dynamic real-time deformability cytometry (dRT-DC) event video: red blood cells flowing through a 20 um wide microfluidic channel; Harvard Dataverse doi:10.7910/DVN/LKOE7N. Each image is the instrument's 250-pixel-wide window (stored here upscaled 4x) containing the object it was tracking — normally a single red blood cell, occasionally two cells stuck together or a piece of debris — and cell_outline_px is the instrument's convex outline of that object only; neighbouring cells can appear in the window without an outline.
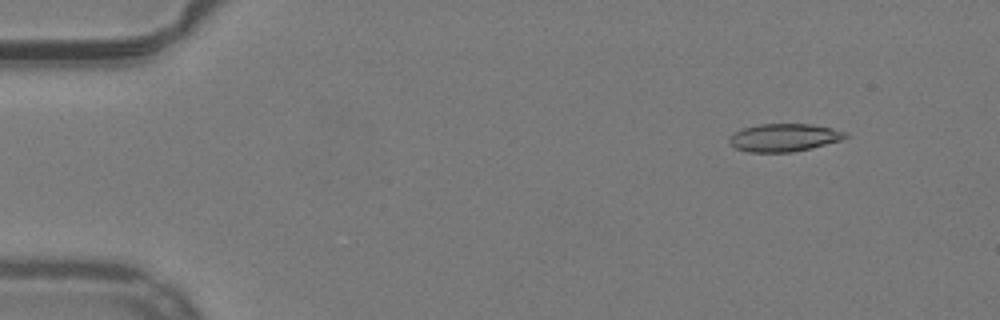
{"species": "common noctule bat (a hibernating species)", "species_latin": "Nyctalus noctula", "temperature_condition": "warm", "stored_images_in_passage": 17, "camera_frame_rate_fps": 3000, "um_per_image_px": 0.085, "animal": {"sex": "male", "body_mass_g": 19.2, "forearm_length_mm": 51.8}, "frame": {"image": 1, "passage_image": 6, "time_ms": 1.667, "image_size_px": [1000, 320], "cell_outline_px": [[852, 136], [840, 140], [812, 148], [792, 152], [748, 152], [736, 148], [728, 140], [728, 136], [740, 128], [760, 124], [808, 124], [832, 128], [848, 132]], "centroid_in_image_um": [66.65, 11.69], "position_along_channel_um": 18.3, "area_um2": 19.02}}
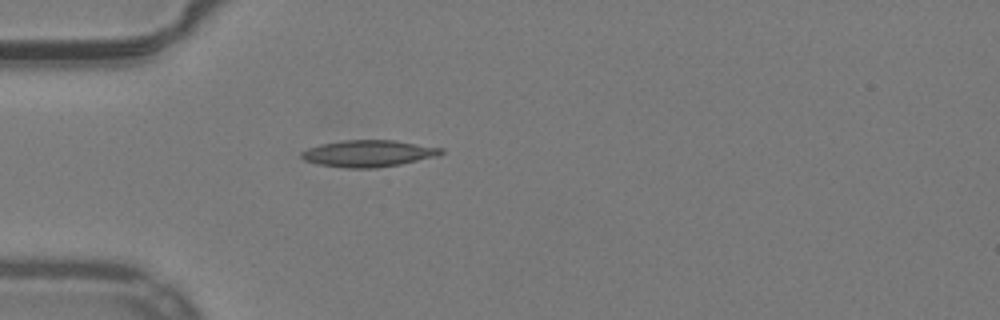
{"frame": {"image": 2, "passage_image": 16, "time_ms": 5.0, "image_size_px": [1000, 320], "cell_outline_px": [[444, 152], [440, 156], [400, 164], [376, 168], [344, 168], [316, 164], [304, 160], [300, 156], [300, 152], [308, 148], [320, 144], [344, 140], [396, 140], [444, 148]], "centroid_in_image_um": [31.33, 13.04], "position_along_channel_um": 53.7, "area_um2": 22.02}}